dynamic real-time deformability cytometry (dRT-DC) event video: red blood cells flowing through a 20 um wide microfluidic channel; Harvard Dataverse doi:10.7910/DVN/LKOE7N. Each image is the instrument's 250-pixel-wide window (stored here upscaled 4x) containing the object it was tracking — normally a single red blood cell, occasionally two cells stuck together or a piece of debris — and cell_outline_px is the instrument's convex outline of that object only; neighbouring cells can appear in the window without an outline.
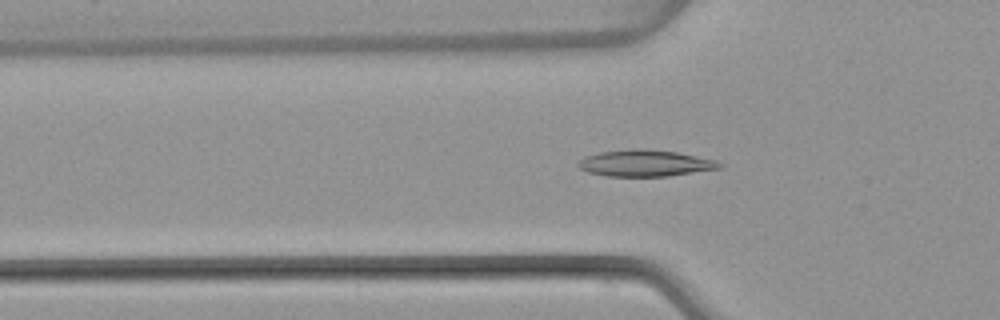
{"species": "common noctule bat (a hibernating species)", "species_latin": "Nyctalus noctula", "temperature_condition": "warm", "stored_images_in_passage": 49, "camera_frame_rate_fps": 3000, "um_per_image_px": 0.085, "animal": {"sex": "female", "body_mass_g": 22.7, "forearm_length_mm": 54.2}, "frame": {"image": 1, "passage_image": 16, "time_ms": 5.0, "image_size_px": [1000, 320], "cell_outline_px": [[724, 168], [668, 176], [604, 176], [588, 172], [580, 168], [576, 164], [584, 156], [600, 152], [628, 148], [640, 148], [676, 152], [716, 160], [724, 164]], "centroid_in_image_um": [54.85, 13.87], "position_along_channel_um": 71.0, "area_um2": 22.02}}
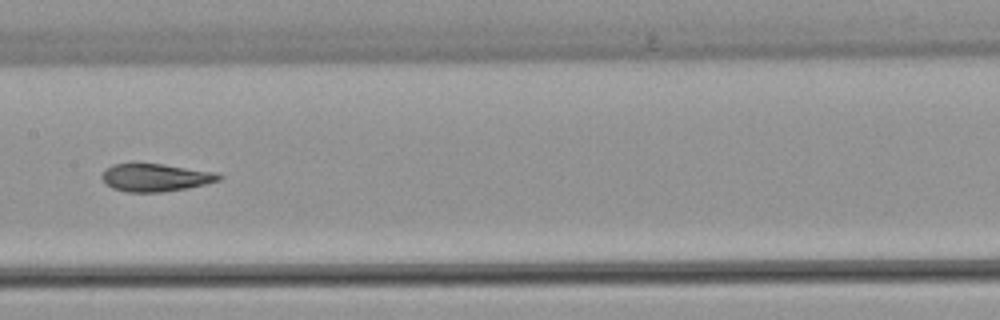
{"frame": {"image": 2, "passage_image": 25, "time_ms": 8.0, "image_size_px": [1000, 320], "cell_outline_px": [[224, 176], [220, 180], [188, 188], [160, 192], [128, 192], [112, 188], [104, 184], [100, 176], [104, 168], [112, 164], [164, 164], [216, 172]], "centroid_in_image_um": [13.18, 15.09], "position_along_channel_um": 194.2, "area_um2": 19.07}}
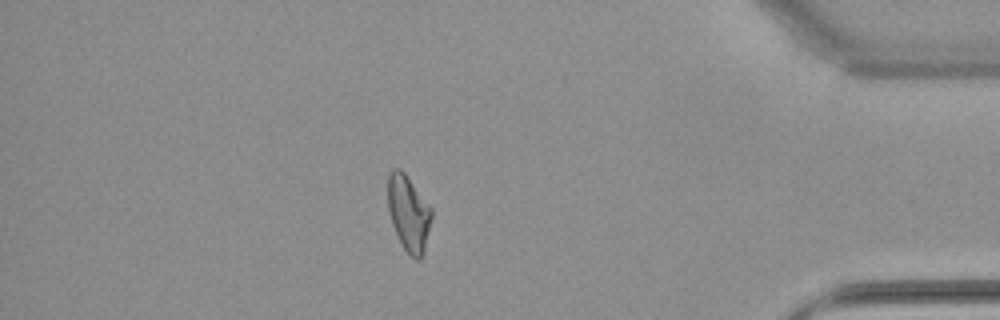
{"frame": {"image": 3, "passage_image": 43, "time_ms": 14.0, "image_size_px": [1000, 320], "cell_outline_px": [[432, 216], [424, 252], [420, 260], [416, 260], [404, 248], [392, 224], [388, 208], [388, 172], [392, 168], [400, 168], [404, 172], [432, 208]], "centroid_in_image_um": [34.73, 18.09], "position_along_channel_um": 400.5, "area_um2": 19.19}, "authors_computed_cell_mechanics": {"area_um2": 19.8254, "velocity_mm_per_s": 4.084, "shape_relaxation_time_tau1_ms": 9.0666, "shape_relaxation_time_tau2_ms": 1.0876, "deformation_change_tau1": 0.2333, "deformation_change_tau2": 0.0644}}